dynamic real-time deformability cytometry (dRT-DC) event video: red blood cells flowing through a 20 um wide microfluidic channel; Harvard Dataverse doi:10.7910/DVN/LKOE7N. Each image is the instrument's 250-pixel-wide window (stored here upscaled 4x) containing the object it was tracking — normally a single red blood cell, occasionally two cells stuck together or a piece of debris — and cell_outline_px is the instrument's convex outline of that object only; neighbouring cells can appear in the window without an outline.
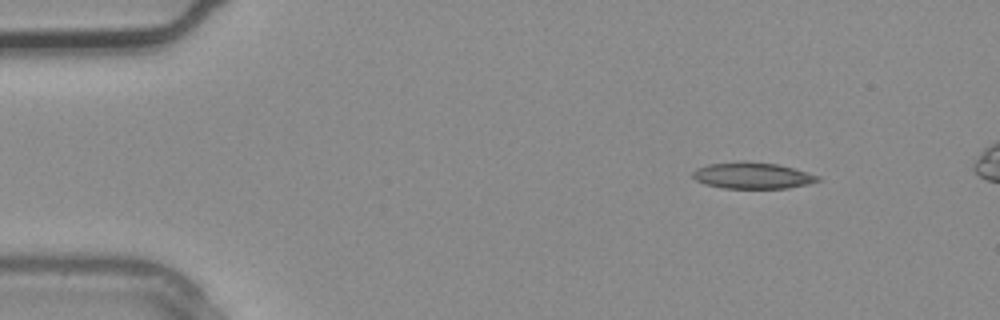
{"species": "common noctule bat (a hibernating species)", "species_latin": "Nyctalus noctula", "temperature_condition": "warm", "stored_images_in_passage": 2, "camera_frame_rate_fps": 3000, "um_per_image_px": 0.085, "animal": {"sex": "male", "body_mass_g": 20.4}, "frame": {"image": 1, "passage_image": 1, "time_ms": 0.0, "image_size_px": [1000, 320], "cell_outline_px": [[820, 180], [808, 184], [788, 188], [724, 188], [704, 184], [696, 180], [692, 176], [692, 172], [696, 168], [708, 164], [744, 160], [776, 164], [792, 168], [820, 176]], "centroid_in_image_um": [63.92, 14.91], "position_along_channel_um": 21.1, "area_um2": 19.25}}